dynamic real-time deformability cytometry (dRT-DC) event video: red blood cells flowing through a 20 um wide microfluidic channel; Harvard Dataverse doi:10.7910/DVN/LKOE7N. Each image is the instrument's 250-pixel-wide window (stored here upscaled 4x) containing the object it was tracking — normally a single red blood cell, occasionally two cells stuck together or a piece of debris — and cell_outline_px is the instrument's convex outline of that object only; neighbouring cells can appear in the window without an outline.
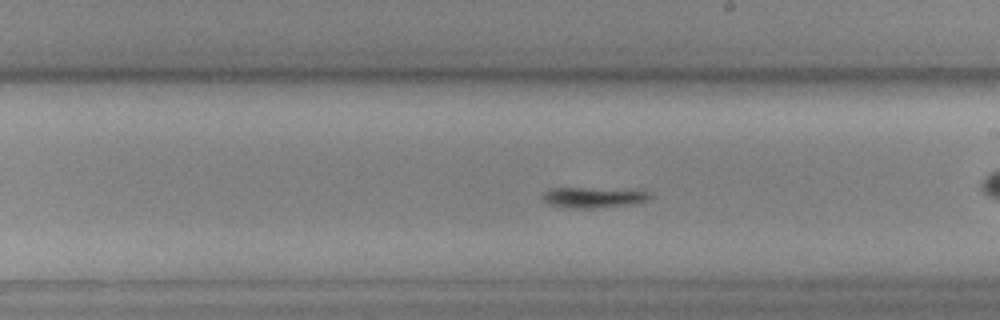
{"species": "common noctule bat (a hibernating species)", "species_latin": "Nyctalus noctula", "temperature_condition": "cold", "stored_images_in_passage": 59, "camera_frame_rate_fps": 3000, "um_per_image_px": 0.085, "animal": {"sex": "female", "body_mass_g": 19.3, "forearm_length_mm": 54.1}, "frame": {"image": 1, "passage_image": 34, "time_ms": 11.0, "image_size_px": [1000, 320], "cell_outline_px": [[652, 196], [648, 200], [640, 204], [596, 208], [560, 208], [544, 200], [540, 196], [544, 192], [552, 188], [584, 188], [648, 192]], "centroid_in_image_um": [50.42, 16.81], "position_along_channel_um": 238.6, "area_um2": 12.77}}